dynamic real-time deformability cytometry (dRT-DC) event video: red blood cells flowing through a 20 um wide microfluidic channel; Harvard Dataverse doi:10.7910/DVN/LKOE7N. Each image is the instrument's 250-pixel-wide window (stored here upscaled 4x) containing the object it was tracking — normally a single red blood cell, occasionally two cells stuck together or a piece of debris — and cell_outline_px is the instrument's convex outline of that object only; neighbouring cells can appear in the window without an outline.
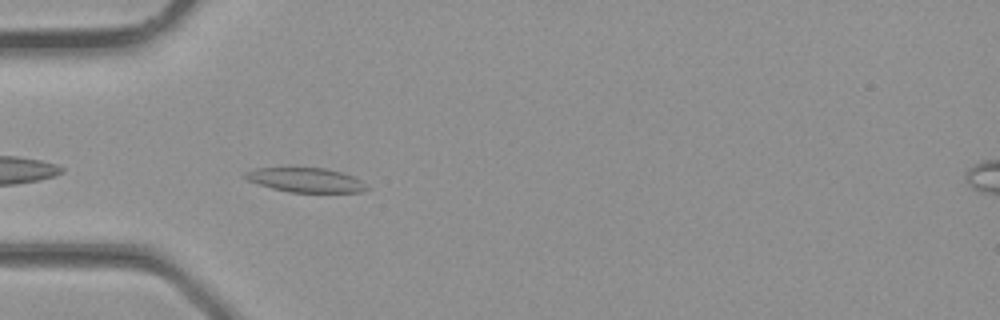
{"species": "common noctule bat (a hibernating species)", "species_latin": "Nyctalus noctula", "temperature_condition": "room temperature", "stored_images_in_passage": 24, "camera_frame_rate_fps": 3000, "um_per_image_px": 0.085, "animal": {"sex": "male", "body_mass_g": 23.1, "forearm_length_mm": 52.7}, "frame": {"image": 1, "passage_image": 1, "time_ms": 0.0, "image_size_px": [1000, 320], "cell_outline_px": [[368, 188], [360, 192], [288, 192], [272, 188], [248, 180], [244, 176], [244, 172], [256, 168], [324, 168], [340, 172], [352, 176], [360, 180]], "centroid_in_image_um": [25.96, 15.3], "position_along_channel_um": 59.0, "area_um2": 16.94}}
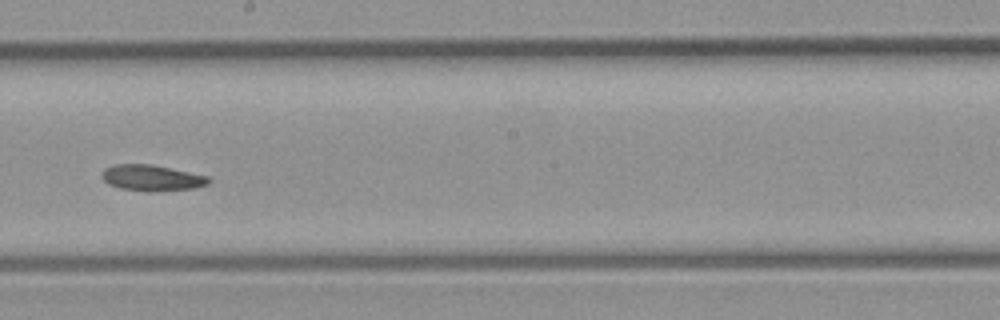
{"frame": {"image": 2, "passage_image": 10, "time_ms": 3.0, "image_size_px": [1000, 320], "cell_outline_px": [[212, 180], [208, 184], [192, 188], [148, 192], [120, 188], [108, 184], [100, 176], [104, 168], [112, 164], [148, 164], [208, 176]], "centroid_in_image_um": [12.85, 15.12], "position_along_channel_um": 235.4, "area_um2": 16.07}}
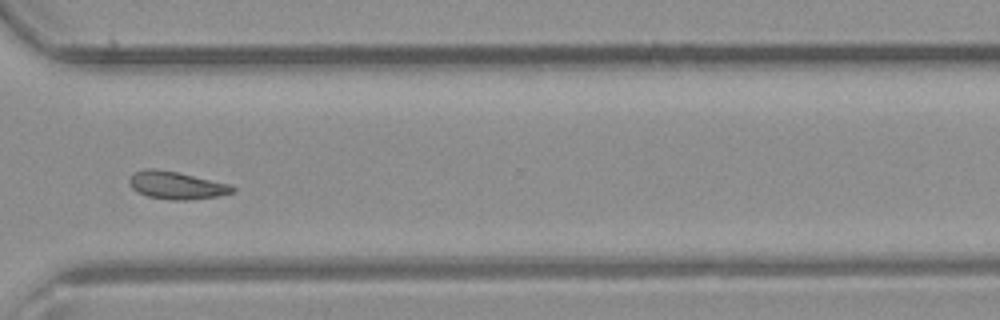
{"frame": {"image": 3, "passage_image": 16, "time_ms": 5.0, "image_size_px": [1000, 320], "cell_outline_px": [[236, 188], [232, 192], [220, 196], [188, 200], [172, 200], [148, 196], [136, 192], [132, 188], [128, 180], [136, 172], [144, 168], [156, 168], [180, 172], [232, 184]], "centroid_in_image_um": [15.03, 15.74], "position_along_channel_um": 355.6, "area_um2": 16.88}}